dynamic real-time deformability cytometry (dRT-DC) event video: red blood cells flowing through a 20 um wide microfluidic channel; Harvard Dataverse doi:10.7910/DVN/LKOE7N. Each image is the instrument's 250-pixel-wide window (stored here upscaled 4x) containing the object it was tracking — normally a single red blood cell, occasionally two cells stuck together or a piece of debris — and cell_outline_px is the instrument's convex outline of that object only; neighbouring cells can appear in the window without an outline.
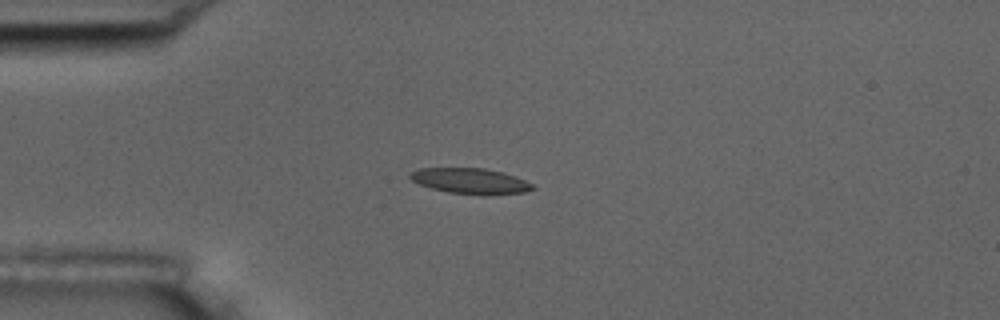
{"species": "common noctule bat (a hibernating species)", "species_latin": "Nyctalus noctula", "temperature_condition": "room temperature", "stored_images_in_passage": 4, "camera_frame_rate_fps": 3000, "um_per_image_px": 0.085, "animal": {"sex": "male", "body_mass_g": 17.5, "forearm_length_mm": 52.3}, "frame": {"image": 1, "passage_image": 4, "time_ms": 1.0, "image_size_px": [1000, 320], "cell_outline_px": [[536, 188], [524, 192], [484, 196], [448, 192], [432, 188], [420, 184], [412, 180], [408, 176], [408, 172], [420, 168], [484, 168], [504, 172], [524, 180], [532, 184]], "centroid_in_image_um": [39.98, 15.39], "position_along_channel_um": 45.0, "area_um2": 18.44}}